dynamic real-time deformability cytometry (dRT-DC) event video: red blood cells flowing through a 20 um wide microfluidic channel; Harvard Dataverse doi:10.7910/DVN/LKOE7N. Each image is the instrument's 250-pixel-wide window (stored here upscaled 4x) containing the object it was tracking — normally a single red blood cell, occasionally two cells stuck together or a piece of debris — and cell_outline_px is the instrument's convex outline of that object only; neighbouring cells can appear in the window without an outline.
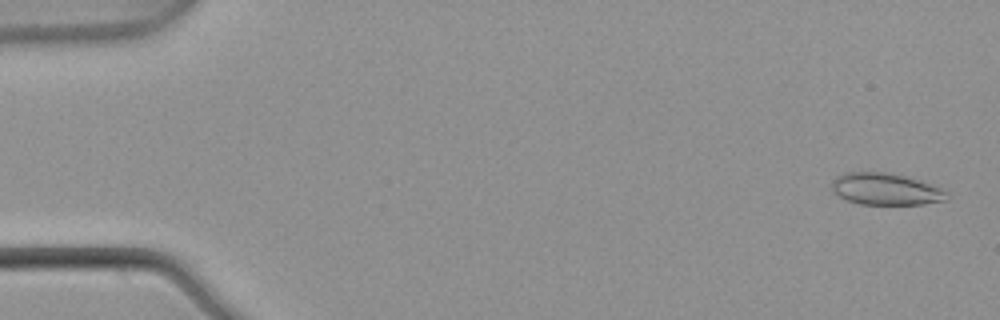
{"species": "common noctule bat (a hibernating species)", "species_latin": "Nyctalus noctula", "temperature_condition": "warm", "stored_images_in_passage": 7, "camera_frame_rate_fps": 3000, "um_per_image_px": 0.085, "animal": {"sex": "male", "body_mass_g": 21.5, "forearm_length_mm": 52.0}, "frame": {"image": 1, "passage_image": 1, "time_ms": 0.0, "image_size_px": [1000, 320], "cell_outline_px": [[948, 196], [944, 200], [924, 204], [860, 204], [848, 200], [832, 192], [832, 180], [836, 176], [844, 172], [888, 172], [920, 180], [940, 188], [948, 192]], "centroid_in_image_um": [75.25, 16.06], "position_along_channel_um": 9.7, "area_um2": 21.27}}
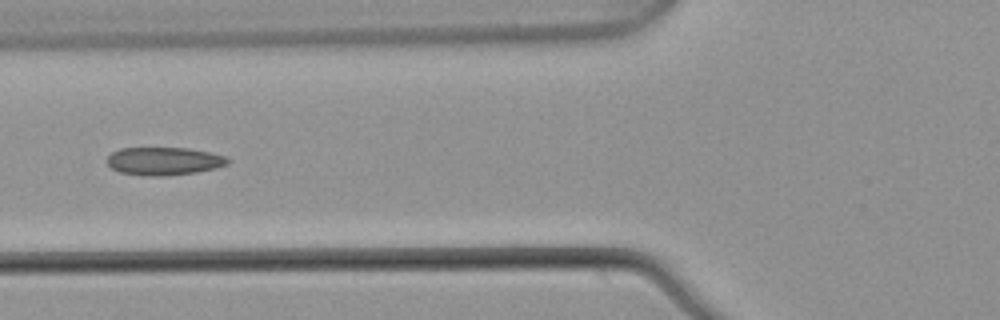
{"frame": {"image": 2, "passage_image": 6, "time_ms": 1.667, "image_size_px": [1000, 320], "cell_outline_px": [[232, 160], [228, 164], [216, 168], [196, 172], [164, 176], [152, 176], [120, 172], [112, 168], [108, 164], [108, 156], [112, 152], [120, 148], [188, 148], [208, 152], [224, 156]], "centroid_in_image_um": [13.96, 13.69], "position_along_channel_um": 111.8, "area_um2": 19.54}}
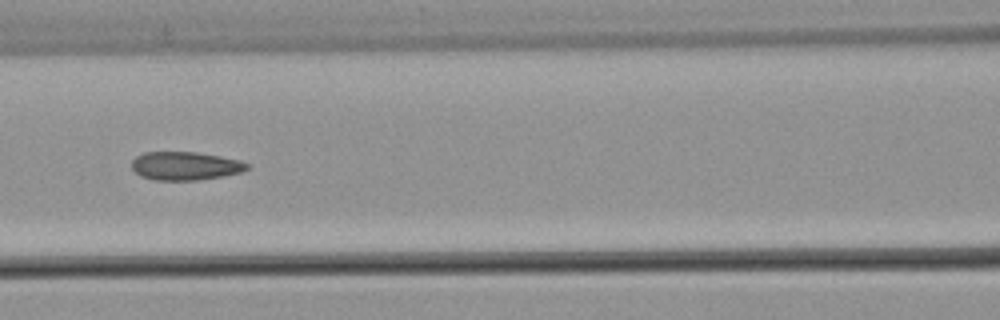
{"frame": {"image": 3, "passage_image": 7, "time_ms": 2.0, "image_size_px": [1000, 320], "cell_outline_px": [[248, 168], [240, 172], [224, 176], [196, 180], [152, 180], [140, 176], [132, 168], [132, 160], [136, 156], [144, 152], [196, 152], [220, 156], [240, 160], [248, 164]], "centroid_in_image_um": [15.72, 14.1], "position_along_channel_um": 150.9, "area_um2": 19.07}}